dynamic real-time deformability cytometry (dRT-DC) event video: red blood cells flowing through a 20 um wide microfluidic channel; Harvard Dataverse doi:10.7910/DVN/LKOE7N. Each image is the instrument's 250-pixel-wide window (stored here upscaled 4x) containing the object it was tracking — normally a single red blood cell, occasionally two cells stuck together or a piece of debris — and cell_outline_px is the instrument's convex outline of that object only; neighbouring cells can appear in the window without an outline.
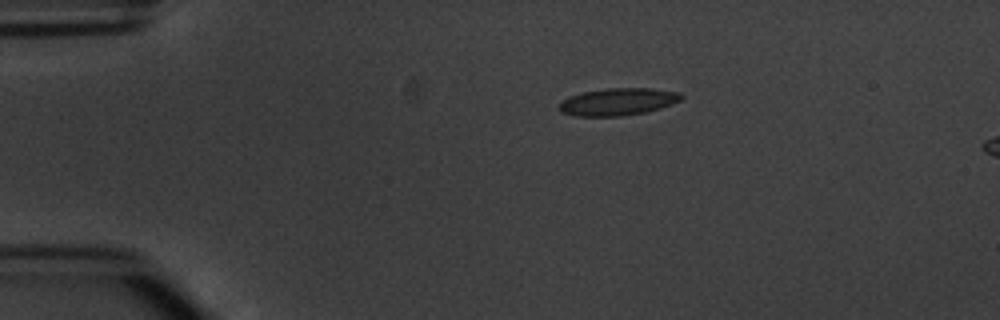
{"species": "common noctule bat (a hibernating species)", "species_latin": "Nyctalus noctula", "temperature_condition": "warm", "stored_images_in_passage": 3, "camera_frame_rate_fps": 3000, "um_per_image_px": 0.085, "animal": {"sex": "male", "body_mass_g": 20.1, "forearm_length_mm": 53.5}, "frame": {"image": 1, "passage_image": 1, "time_ms": 0.0, "image_size_px": [1000, 320], "cell_outline_px": [[684, 96], [680, 100], [672, 104], [660, 108], [644, 112], [620, 116], [572, 116], [560, 112], [560, 100], [568, 96], [584, 92], [608, 88], [652, 88], [680, 92]], "centroid_in_image_um": [52.51, 8.64], "position_along_channel_um": 32.5, "area_um2": 19.48}}